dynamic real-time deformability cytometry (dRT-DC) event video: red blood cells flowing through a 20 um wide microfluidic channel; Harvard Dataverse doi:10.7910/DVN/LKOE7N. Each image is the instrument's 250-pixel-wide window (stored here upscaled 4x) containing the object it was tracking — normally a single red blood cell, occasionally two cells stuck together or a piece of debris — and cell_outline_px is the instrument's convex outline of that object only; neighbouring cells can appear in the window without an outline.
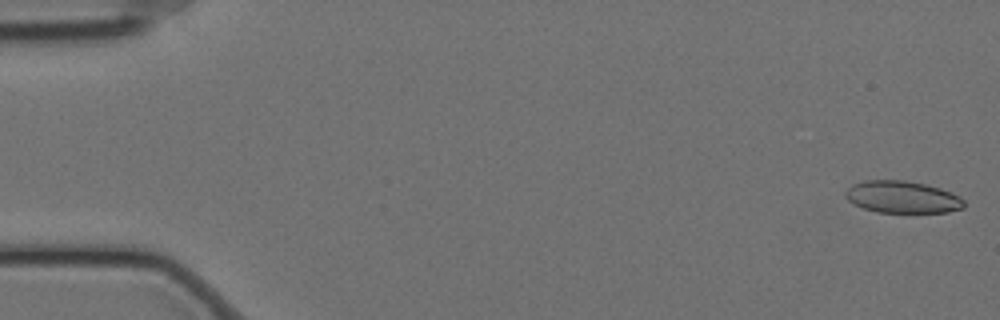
{"species": "Egyptian fruit bat (a non-hibernating species)", "species_latin": "Rousettus aegyptiacus", "temperature_condition": "cold", "stored_images_in_passage": 58, "camera_frame_rate_fps": 3000, "um_per_image_px": 0.085, "animal": {"sex": "female"}, "frame": {"image": 1, "passage_image": 1, "time_ms": 0.0, "image_size_px": [1000, 320], "cell_outline_px": [[964, 208], [948, 212], [876, 212], [864, 208], [848, 200], [844, 196], [844, 192], [852, 184], [864, 180], [904, 180], [924, 184], [940, 188], [952, 192], [960, 196], [964, 200]], "centroid_in_image_um": [76.7, 16.74], "position_along_channel_um": 8.3, "area_um2": 22.2}}
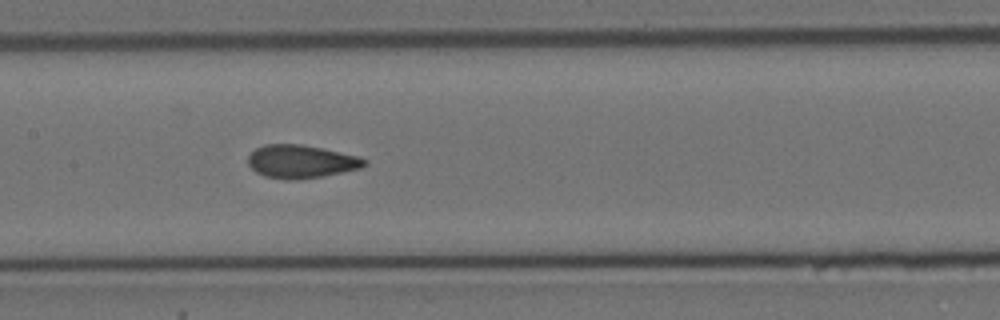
{"frame": {"image": 2, "passage_image": 28, "time_ms": 9.0, "image_size_px": [1000, 320], "cell_outline_px": [[368, 164], [360, 168], [324, 176], [296, 180], [288, 180], [264, 176], [256, 172], [248, 164], [248, 156], [256, 148], [264, 144], [300, 144], [360, 156], [368, 160]], "centroid_in_image_um": [25.6, 13.73], "position_along_channel_um": 181.8, "area_um2": 22.54}}
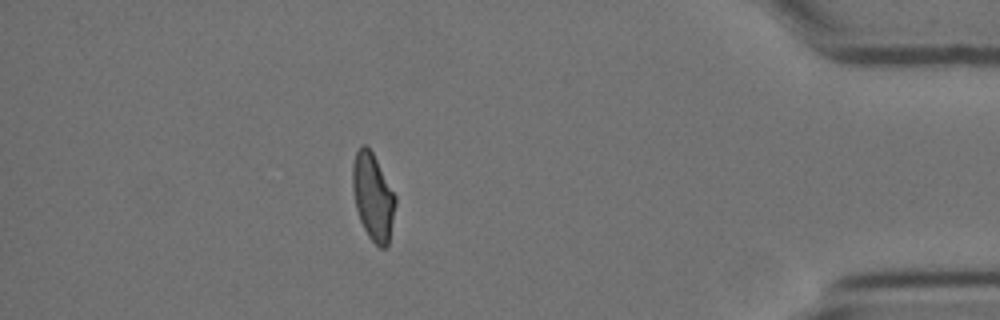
{"frame": {"image": 3, "passage_image": 51, "time_ms": 16.667, "image_size_px": [1000, 320], "cell_outline_px": [[396, 204], [388, 244], [384, 248], [380, 248], [368, 236], [360, 220], [356, 208], [352, 188], [352, 164], [356, 152], [360, 144], [364, 144], [372, 152], [396, 196]], "centroid_in_image_um": [31.69, 16.71], "position_along_channel_um": 403.5, "area_um2": 21.56}, "authors_computed_cell_mechanics": {"area_um2": 22.2241, "velocity_mm_per_s": 3.4715, "shape_relaxation_time_tau1_ms": null, "shape_relaxation_time_tau2_ms": 1.2278, "deformation_change_tau1": null, "deformation_change_tau2": 0.0708}}